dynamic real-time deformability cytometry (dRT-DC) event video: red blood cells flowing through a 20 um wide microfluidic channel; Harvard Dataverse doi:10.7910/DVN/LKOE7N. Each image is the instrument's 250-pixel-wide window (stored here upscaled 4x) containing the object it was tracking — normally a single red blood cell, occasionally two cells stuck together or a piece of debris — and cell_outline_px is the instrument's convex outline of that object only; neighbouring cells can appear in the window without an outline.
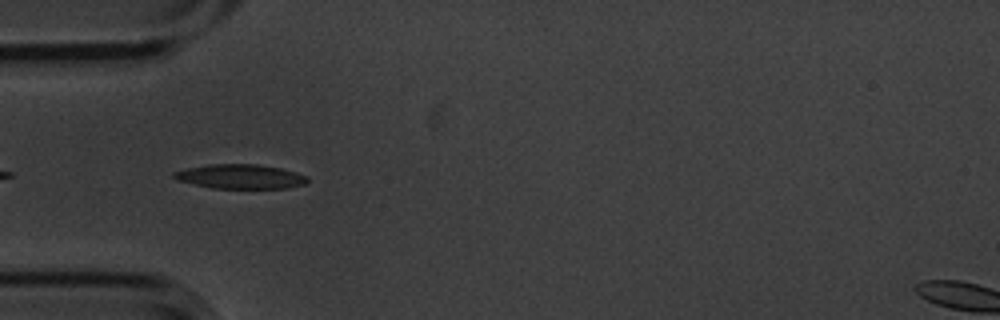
{"species": "common noctule bat (a hibernating species)", "species_latin": "Nyctalus noctula", "temperature_condition": "cold", "stored_images_in_passage": 6, "camera_frame_rate_fps": 3000, "um_per_image_px": 0.085, "animal": {"sex": "male", "body_mass_g": 20.1, "forearm_length_mm": 53.5}, "frame": {"image": 1, "passage_image": 5, "time_ms": 1.333, "image_size_px": [1000, 320], "cell_outline_px": [[308, 180], [304, 184], [288, 188], [212, 188], [176, 180], [172, 176], [172, 172], [188, 168], [208, 164], [256, 164], [280, 168], [296, 172], [308, 176]], "centroid_in_image_um": [20.42, 15.0], "position_along_channel_um": 64.6, "area_um2": 18.96}}
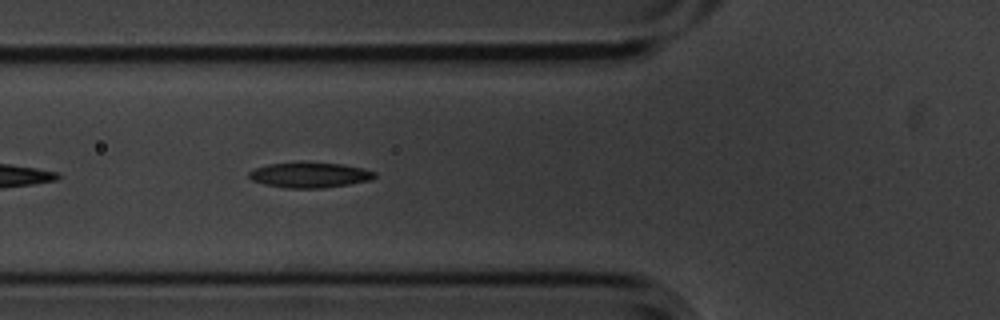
{"frame": {"image": 2, "passage_image": 6, "time_ms": 1.667, "image_size_px": [1000, 320], "cell_outline_px": [[376, 176], [372, 180], [324, 188], [288, 188], [264, 184], [252, 180], [248, 176], [248, 172], [256, 168], [268, 164], [300, 160], [304, 160], [340, 164], [364, 168], [376, 172]], "centroid_in_image_um": [26.32, 14.84], "position_along_channel_um": 99.5, "area_um2": 19.07}}